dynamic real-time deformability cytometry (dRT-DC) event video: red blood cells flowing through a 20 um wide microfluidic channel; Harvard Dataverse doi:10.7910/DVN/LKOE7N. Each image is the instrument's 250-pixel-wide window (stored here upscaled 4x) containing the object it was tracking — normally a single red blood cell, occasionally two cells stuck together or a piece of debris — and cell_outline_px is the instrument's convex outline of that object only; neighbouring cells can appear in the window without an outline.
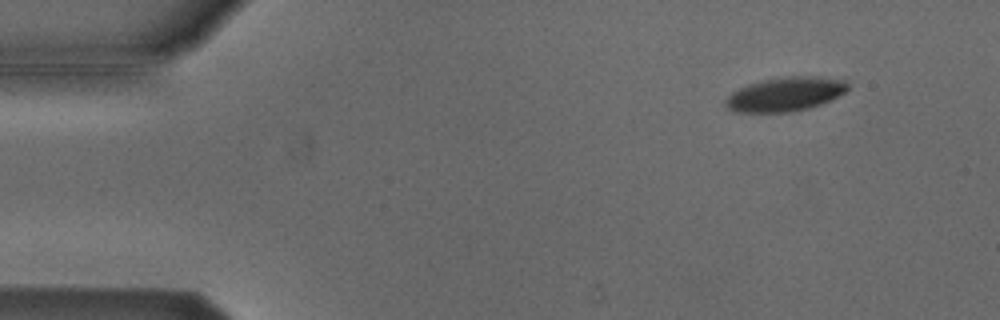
{"species": "Egyptian fruit bat (a non-hibernating species)", "species_latin": "Rousettus aegyptiacus", "temperature_condition": "cold", "stored_images_in_passage": 6, "camera_frame_rate_fps": 3000, "um_per_image_px": 0.085, "animal": {"sex": "male"}, "frame": {"image": 1, "passage_image": 1, "time_ms": 0.0, "image_size_px": [1000, 320], "cell_outline_px": [[848, 88], [844, 92], [820, 104], [808, 108], [788, 112], [736, 112], [728, 108], [724, 104], [724, 100], [732, 92], [748, 84], [764, 80], [784, 76], [816, 76], [844, 80], [848, 84]], "centroid_in_image_um": [66.71, 8.0], "position_along_channel_um": 18.3, "area_um2": 23.99}}
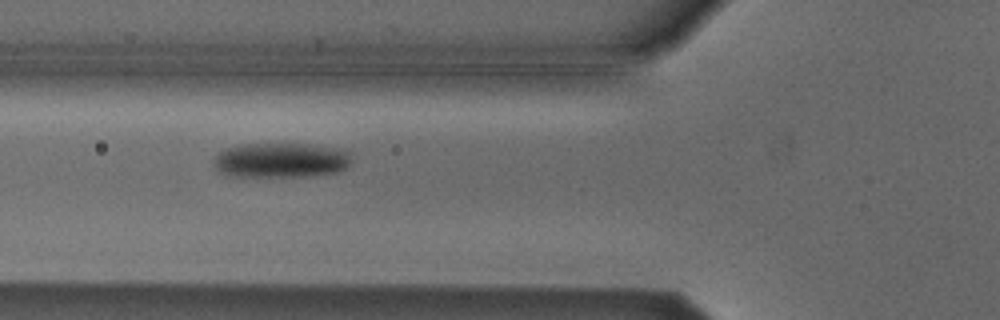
{"frame": {"image": 2, "passage_image": 5, "time_ms": 1.333, "image_size_px": [1000, 320], "cell_outline_px": [[352, 160], [348, 168], [340, 172], [308, 176], [228, 176], [220, 172], [212, 164], [212, 160], [224, 148], [248, 144], [304, 144], [344, 148], [348, 152]], "centroid_in_image_um": [23.91, 13.62], "position_along_channel_um": 101.9, "area_um2": 28.32}}
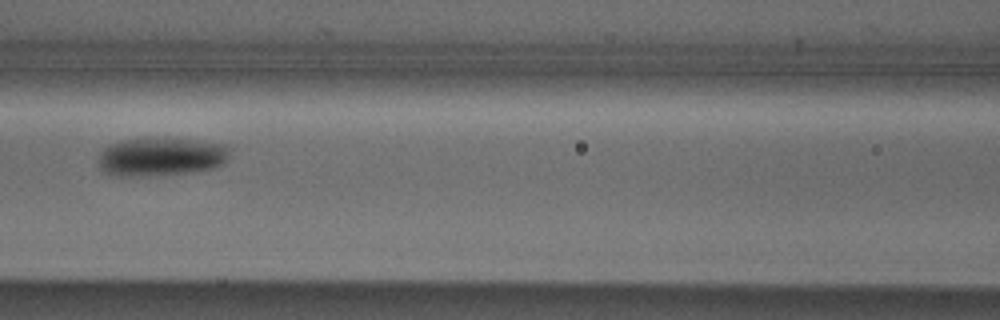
{"frame": {"image": 3, "passage_image": 6, "time_ms": 1.667, "image_size_px": [1000, 320], "cell_outline_px": [[228, 156], [224, 164], [216, 168], [188, 172], [156, 176], [116, 176], [104, 172], [100, 168], [100, 152], [108, 144], [120, 140], [196, 140], [228, 144]], "centroid_in_image_um": [13.7, 13.35], "position_along_channel_um": 152.9, "area_um2": 29.13}}